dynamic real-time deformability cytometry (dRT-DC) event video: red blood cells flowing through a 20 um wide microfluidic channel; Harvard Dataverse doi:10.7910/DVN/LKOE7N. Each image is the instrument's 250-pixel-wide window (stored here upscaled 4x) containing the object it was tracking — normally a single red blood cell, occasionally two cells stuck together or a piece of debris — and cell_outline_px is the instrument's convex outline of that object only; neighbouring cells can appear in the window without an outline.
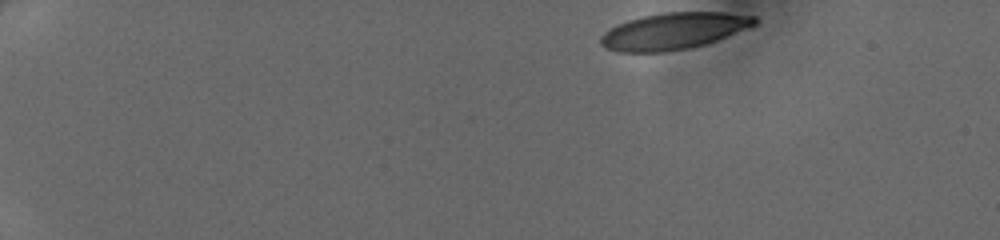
{"species": "human", "species_latin": "Homo sapiens", "temperature_condition": "cold", "stored_images_in_passage": 41, "camera_frame_rate_fps": 3000, "um_per_image_px": 0.085, "donor": {"sex": "female"}, "frame": {"image": 1, "passage_image": 1, "time_ms": 0.0, "image_size_px": [1000, 240], "cell_outline_px": [[756, 24], [716, 40], [704, 44], [688, 48], [664, 52], [620, 52], [604, 48], [600, 44], [600, 36], [604, 32], [616, 24], [628, 20], [644, 16], [664, 12], [724, 12], [756, 16]], "centroid_in_image_um": [57.2, 2.64], "position_along_channel_um": 27.8, "area_um2": 32.66}}
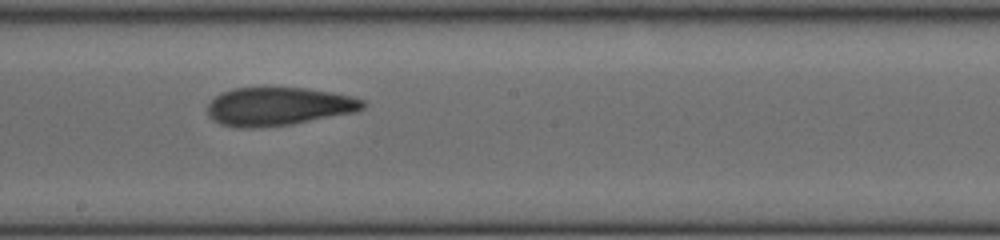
{"frame": {"image": 2, "passage_image": 23, "time_ms": 7.333, "image_size_px": [1000, 240], "cell_outline_px": [[368, 104], [364, 108], [356, 112], [292, 124], [256, 128], [236, 128], [220, 124], [212, 120], [208, 116], [208, 104], [216, 96], [232, 88], [308, 88], [332, 92], [352, 96], [364, 100]], "centroid_in_image_um": [23.69, 9.06], "position_along_channel_um": 224.5, "area_um2": 34.91}}
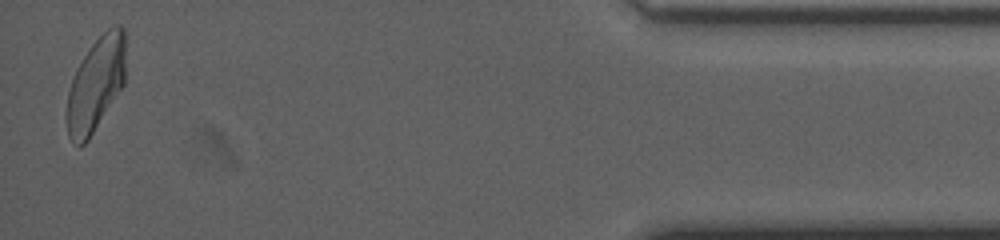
{"frame": {"image": 3, "passage_image": 41, "time_ms": 13.333, "image_size_px": [1000, 240], "cell_outline_px": [[124, 84], [88, 140], [80, 148], [68, 136], [68, 88], [76, 68], [92, 44], [108, 28], [116, 24], [120, 24], [124, 28]], "centroid_in_image_um": [8.15, 7.15], "position_along_channel_um": 427.1, "area_um2": 31.67}}